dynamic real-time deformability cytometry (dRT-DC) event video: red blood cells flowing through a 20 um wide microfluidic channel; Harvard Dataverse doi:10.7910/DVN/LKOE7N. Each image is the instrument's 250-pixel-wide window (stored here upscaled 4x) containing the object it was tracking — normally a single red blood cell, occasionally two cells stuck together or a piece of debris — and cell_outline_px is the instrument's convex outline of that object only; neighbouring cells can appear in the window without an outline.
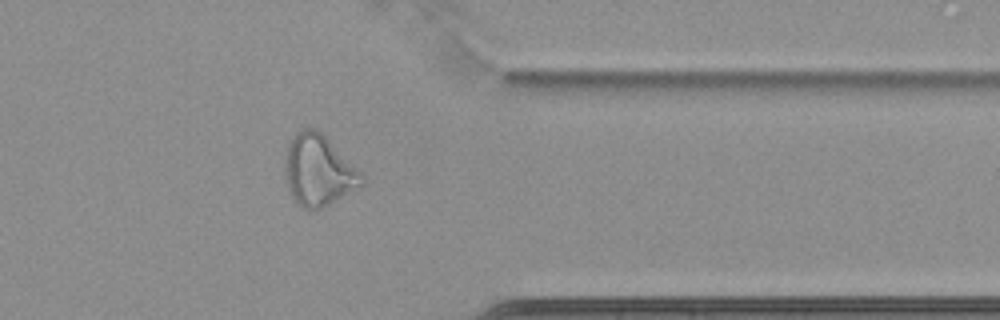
{"species": "common noctule bat (a hibernating species)", "species_latin": "Nyctalus noctula", "temperature_condition": "cold", "stored_images_in_passage": 63, "camera_frame_rate_fps": 3000, "um_per_image_px": 0.085, "animal": {"sex": "female", "body_mass_g": 22.7, "forearm_length_mm": 54.2}, "frame": {"image": 1, "passage_image": 52, "time_ms": 17.0, "image_size_px": [1000, 320], "cell_outline_px": [[364, 184], [328, 204], [320, 208], [304, 208], [292, 196], [284, 176], [284, 156], [292, 136], [300, 128], [316, 128], [360, 172], [364, 180]], "centroid_in_image_um": [27.01, 14.46], "position_along_channel_um": 384.4, "area_um2": 31.04}}
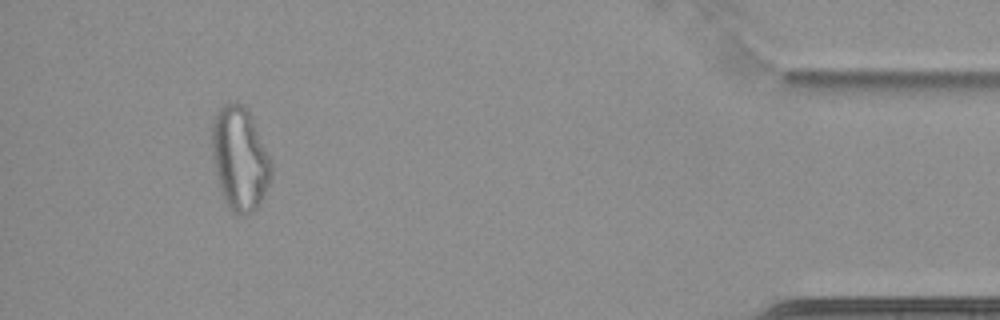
{"frame": {"image": 2, "passage_image": 59, "time_ms": 19.333, "image_size_px": [1000, 320], "cell_outline_px": [[272, 172], [264, 196], [260, 204], [252, 212], [244, 216], [240, 216], [232, 212], [220, 188], [212, 156], [212, 124], [216, 112], [224, 104], [244, 104], [248, 108], [272, 164]], "centroid_in_image_um": [20.39, 13.49], "position_along_channel_um": 414.8, "area_um2": 35.37}}